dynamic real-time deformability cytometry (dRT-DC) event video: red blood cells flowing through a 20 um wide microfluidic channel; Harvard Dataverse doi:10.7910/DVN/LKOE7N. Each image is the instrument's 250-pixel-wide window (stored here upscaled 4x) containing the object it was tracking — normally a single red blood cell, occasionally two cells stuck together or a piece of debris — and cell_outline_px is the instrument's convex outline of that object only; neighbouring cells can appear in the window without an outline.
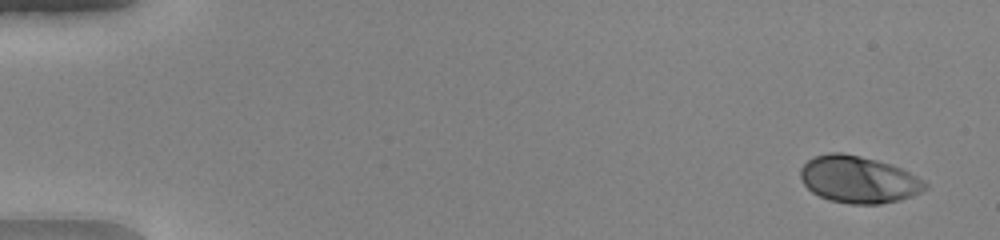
{"species": "human", "species_latin": "Homo sapiens", "temperature_condition": "warm", "stored_images_in_passage": 51, "camera_frame_rate_fps": 3000, "um_per_image_px": 0.085, "donor": {"sex": "female"}, "frame": {"image": 1, "passage_image": 3, "time_ms": 0.667, "image_size_px": [1000, 240], "cell_outline_px": [[928, 188], [912, 196], [900, 200], [880, 204], [848, 204], [828, 200], [812, 192], [804, 184], [800, 176], [800, 168], [808, 160], [816, 156], [828, 152], [840, 152], [860, 156], [892, 164], [924, 180], [928, 184]], "centroid_in_image_um": [72.97, 15.27], "position_along_channel_um": 12.0, "area_um2": 34.22}}
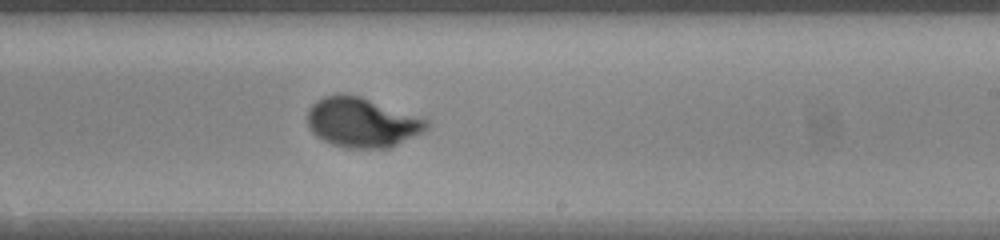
{"frame": {"image": 2, "passage_image": 32, "time_ms": 10.333, "image_size_px": [1000, 240], "cell_outline_px": [[428, 128], [424, 132], [388, 148], [348, 148], [332, 144], [316, 136], [308, 128], [308, 108], [316, 100], [324, 96], [360, 96], [428, 120]], "centroid_in_image_um": [30.76, 10.43], "position_along_channel_um": 258.2, "area_um2": 33.93}}
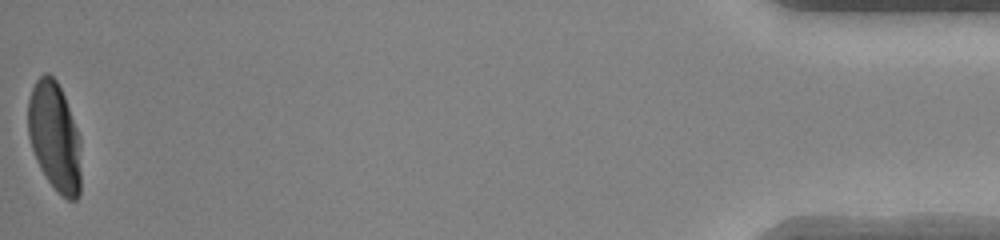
{"frame": {"image": 3, "passage_image": 51, "time_ms": 16.667, "image_size_px": [1000, 240], "cell_outline_px": [[80, 196], [76, 200], [68, 200], [60, 196], [48, 180], [40, 168], [36, 160], [28, 136], [28, 100], [32, 88], [36, 80], [44, 72], [48, 72], [56, 80], [64, 96], [80, 136]], "centroid_in_image_um": [4.64, 11.64], "position_along_channel_um": 430.6, "area_um2": 33.87}, "authors_computed_cell_mechanics": {"area_um2": 33.6974, "velocity_mm_per_s": 4.1312, "shape_relaxation_time_tau1_ms": 3.5797, "shape_relaxation_time_tau2_ms": null, "deformation_change_tau1": 0.2378, "deformation_change_tau2": null}}